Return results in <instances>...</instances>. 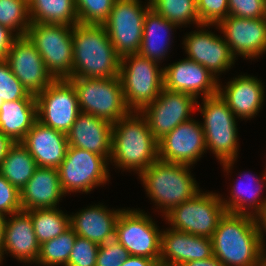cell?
I'll use <instances>...</instances> for the list:
<instances>
[{
    "mask_svg": "<svg viewBox=\"0 0 266 266\" xmlns=\"http://www.w3.org/2000/svg\"><path fill=\"white\" fill-rule=\"evenodd\" d=\"M36 161L21 142H14L1 160L0 174L19 191L37 169Z\"/></svg>",
    "mask_w": 266,
    "mask_h": 266,
    "instance_id": "cell-29",
    "label": "cell"
},
{
    "mask_svg": "<svg viewBox=\"0 0 266 266\" xmlns=\"http://www.w3.org/2000/svg\"><path fill=\"white\" fill-rule=\"evenodd\" d=\"M6 222V216L0 214V257L2 256V248L4 243V226Z\"/></svg>",
    "mask_w": 266,
    "mask_h": 266,
    "instance_id": "cell-48",
    "label": "cell"
},
{
    "mask_svg": "<svg viewBox=\"0 0 266 266\" xmlns=\"http://www.w3.org/2000/svg\"><path fill=\"white\" fill-rule=\"evenodd\" d=\"M129 256L128 251L113 238L99 245L96 266H121Z\"/></svg>",
    "mask_w": 266,
    "mask_h": 266,
    "instance_id": "cell-40",
    "label": "cell"
},
{
    "mask_svg": "<svg viewBox=\"0 0 266 266\" xmlns=\"http://www.w3.org/2000/svg\"><path fill=\"white\" fill-rule=\"evenodd\" d=\"M151 8L163 18L179 26L200 22L196 0H150Z\"/></svg>",
    "mask_w": 266,
    "mask_h": 266,
    "instance_id": "cell-33",
    "label": "cell"
},
{
    "mask_svg": "<svg viewBox=\"0 0 266 266\" xmlns=\"http://www.w3.org/2000/svg\"><path fill=\"white\" fill-rule=\"evenodd\" d=\"M141 2V0H115L110 15L102 24L121 58L138 53L140 49L144 18L151 8L150 0L144 7Z\"/></svg>",
    "mask_w": 266,
    "mask_h": 266,
    "instance_id": "cell-11",
    "label": "cell"
},
{
    "mask_svg": "<svg viewBox=\"0 0 266 266\" xmlns=\"http://www.w3.org/2000/svg\"><path fill=\"white\" fill-rule=\"evenodd\" d=\"M123 209L109 210L102 204L88 206L86 209L70 215V227L77 236L97 244H103L115 238L117 219Z\"/></svg>",
    "mask_w": 266,
    "mask_h": 266,
    "instance_id": "cell-26",
    "label": "cell"
},
{
    "mask_svg": "<svg viewBox=\"0 0 266 266\" xmlns=\"http://www.w3.org/2000/svg\"><path fill=\"white\" fill-rule=\"evenodd\" d=\"M200 191L165 214L170 228L211 238L226 210L216 193Z\"/></svg>",
    "mask_w": 266,
    "mask_h": 266,
    "instance_id": "cell-9",
    "label": "cell"
},
{
    "mask_svg": "<svg viewBox=\"0 0 266 266\" xmlns=\"http://www.w3.org/2000/svg\"><path fill=\"white\" fill-rule=\"evenodd\" d=\"M197 12L203 25H217L229 15L228 0H196Z\"/></svg>",
    "mask_w": 266,
    "mask_h": 266,
    "instance_id": "cell-39",
    "label": "cell"
},
{
    "mask_svg": "<svg viewBox=\"0 0 266 266\" xmlns=\"http://www.w3.org/2000/svg\"><path fill=\"white\" fill-rule=\"evenodd\" d=\"M5 60L30 94L36 96L55 80L40 53L26 36H17L13 40Z\"/></svg>",
    "mask_w": 266,
    "mask_h": 266,
    "instance_id": "cell-15",
    "label": "cell"
},
{
    "mask_svg": "<svg viewBox=\"0 0 266 266\" xmlns=\"http://www.w3.org/2000/svg\"><path fill=\"white\" fill-rule=\"evenodd\" d=\"M164 88L192 95L196 100L218 94L219 79L204 66L185 58L163 68Z\"/></svg>",
    "mask_w": 266,
    "mask_h": 266,
    "instance_id": "cell-19",
    "label": "cell"
},
{
    "mask_svg": "<svg viewBox=\"0 0 266 266\" xmlns=\"http://www.w3.org/2000/svg\"><path fill=\"white\" fill-rule=\"evenodd\" d=\"M77 234L69 227L65 232L40 245L36 264L66 266Z\"/></svg>",
    "mask_w": 266,
    "mask_h": 266,
    "instance_id": "cell-34",
    "label": "cell"
},
{
    "mask_svg": "<svg viewBox=\"0 0 266 266\" xmlns=\"http://www.w3.org/2000/svg\"><path fill=\"white\" fill-rule=\"evenodd\" d=\"M231 54L245 59L257 58L266 52V17L248 19L228 15L217 25Z\"/></svg>",
    "mask_w": 266,
    "mask_h": 266,
    "instance_id": "cell-17",
    "label": "cell"
},
{
    "mask_svg": "<svg viewBox=\"0 0 266 266\" xmlns=\"http://www.w3.org/2000/svg\"><path fill=\"white\" fill-rule=\"evenodd\" d=\"M192 166L157 160L140 175L146 194L162 209L163 216L173 207L192 199L201 190L190 174Z\"/></svg>",
    "mask_w": 266,
    "mask_h": 266,
    "instance_id": "cell-4",
    "label": "cell"
},
{
    "mask_svg": "<svg viewBox=\"0 0 266 266\" xmlns=\"http://www.w3.org/2000/svg\"><path fill=\"white\" fill-rule=\"evenodd\" d=\"M14 142L6 135H4L0 131V163L1 160L5 157L7 154V151L9 147L13 144Z\"/></svg>",
    "mask_w": 266,
    "mask_h": 266,
    "instance_id": "cell-47",
    "label": "cell"
},
{
    "mask_svg": "<svg viewBox=\"0 0 266 266\" xmlns=\"http://www.w3.org/2000/svg\"><path fill=\"white\" fill-rule=\"evenodd\" d=\"M266 169V168H265ZM244 176H249L247 173L244 174ZM252 178H255L250 175ZM263 178L259 179L256 177L254 186L256 189H252L254 187L248 188V187H242L243 183L236 182L235 186H232L233 189L231 190V197H229V200H225V198H221L222 204L226 210V212L230 213H239V214H249V215H255L261 208H263L266 205V198L263 199V196L261 197V191L266 185L264 181H266V172L263 174ZM264 180V181H263ZM245 182V181H244ZM263 187V188H262ZM260 197V198H259ZM263 199V200H262ZM251 210V211H249ZM254 210V211H253Z\"/></svg>",
    "mask_w": 266,
    "mask_h": 266,
    "instance_id": "cell-31",
    "label": "cell"
},
{
    "mask_svg": "<svg viewBox=\"0 0 266 266\" xmlns=\"http://www.w3.org/2000/svg\"><path fill=\"white\" fill-rule=\"evenodd\" d=\"M99 244L86 238L76 236L66 266H96Z\"/></svg>",
    "mask_w": 266,
    "mask_h": 266,
    "instance_id": "cell-38",
    "label": "cell"
},
{
    "mask_svg": "<svg viewBox=\"0 0 266 266\" xmlns=\"http://www.w3.org/2000/svg\"><path fill=\"white\" fill-rule=\"evenodd\" d=\"M39 244L56 238L70 227V217L59 208L27 210Z\"/></svg>",
    "mask_w": 266,
    "mask_h": 266,
    "instance_id": "cell-32",
    "label": "cell"
},
{
    "mask_svg": "<svg viewBox=\"0 0 266 266\" xmlns=\"http://www.w3.org/2000/svg\"><path fill=\"white\" fill-rule=\"evenodd\" d=\"M0 99L4 102L20 99H36L14 76L6 60H0Z\"/></svg>",
    "mask_w": 266,
    "mask_h": 266,
    "instance_id": "cell-37",
    "label": "cell"
},
{
    "mask_svg": "<svg viewBox=\"0 0 266 266\" xmlns=\"http://www.w3.org/2000/svg\"><path fill=\"white\" fill-rule=\"evenodd\" d=\"M196 103L192 95L163 88L156 100L141 114L146 118L154 138L159 141L176 126L191 119Z\"/></svg>",
    "mask_w": 266,
    "mask_h": 266,
    "instance_id": "cell-14",
    "label": "cell"
},
{
    "mask_svg": "<svg viewBox=\"0 0 266 266\" xmlns=\"http://www.w3.org/2000/svg\"><path fill=\"white\" fill-rule=\"evenodd\" d=\"M175 27L178 26L150 8L144 18L143 36L138 53L160 63L159 61L166 57L170 47V34Z\"/></svg>",
    "mask_w": 266,
    "mask_h": 266,
    "instance_id": "cell-27",
    "label": "cell"
},
{
    "mask_svg": "<svg viewBox=\"0 0 266 266\" xmlns=\"http://www.w3.org/2000/svg\"><path fill=\"white\" fill-rule=\"evenodd\" d=\"M36 121V99L3 102L0 107V131L13 142H21Z\"/></svg>",
    "mask_w": 266,
    "mask_h": 266,
    "instance_id": "cell-28",
    "label": "cell"
},
{
    "mask_svg": "<svg viewBox=\"0 0 266 266\" xmlns=\"http://www.w3.org/2000/svg\"><path fill=\"white\" fill-rule=\"evenodd\" d=\"M181 266H224V265L215 256H212L210 258L202 260L189 261Z\"/></svg>",
    "mask_w": 266,
    "mask_h": 266,
    "instance_id": "cell-46",
    "label": "cell"
},
{
    "mask_svg": "<svg viewBox=\"0 0 266 266\" xmlns=\"http://www.w3.org/2000/svg\"><path fill=\"white\" fill-rule=\"evenodd\" d=\"M6 218L4 226V243L2 256L4 254L14 256L18 261L24 263H36L39 255L40 244L35 235L31 217L27 211L21 210ZM8 251V252H7Z\"/></svg>",
    "mask_w": 266,
    "mask_h": 266,
    "instance_id": "cell-23",
    "label": "cell"
},
{
    "mask_svg": "<svg viewBox=\"0 0 266 266\" xmlns=\"http://www.w3.org/2000/svg\"><path fill=\"white\" fill-rule=\"evenodd\" d=\"M73 27L31 23L25 34L40 53L54 79L73 77Z\"/></svg>",
    "mask_w": 266,
    "mask_h": 266,
    "instance_id": "cell-7",
    "label": "cell"
},
{
    "mask_svg": "<svg viewBox=\"0 0 266 266\" xmlns=\"http://www.w3.org/2000/svg\"><path fill=\"white\" fill-rule=\"evenodd\" d=\"M213 255L209 237L169 228L161 232L159 264L181 266L186 262L210 258Z\"/></svg>",
    "mask_w": 266,
    "mask_h": 266,
    "instance_id": "cell-20",
    "label": "cell"
},
{
    "mask_svg": "<svg viewBox=\"0 0 266 266\" xmlns=\"http://www.w3.org/2000/svg\"><path fill=\"white\" fill-rule=\"evenodd\" d=\"M213 255L224 266H256L264 253L254 217L225 212L211 237Z\"/></svg>",
    "mask_w": 266,
    "mask_h": 266,
    "instance_id": "cell-3",
    "label": "cell"
},
{
    "mask_svg": "<svg viewBox=\"0 0 266 266\" xmlns=\"http://www.w3.org/2000/svg\"><path fill=\"white\" fill-rule=\"evenodd\" d=\"M158 65L139 53L121 58L119 77L131 112H141L160 95L164 88V75L163 68L159 69Z\"/></svg>",
    "mask_w": 266,
    "mask_h": 266,
    "instance_id": "cell-6",
    "label": "cell"
},
{
    "mask_svg": "<svg viewBox=\"0 0 266 266\" xmlns=\"http://www.w3.org/2000/svg\"><path fill=\"white\" fill-rule=\"evenodd\" d=\"M36 105L37 120L65 134L80 113L76 89L68 79H55L36 95Z\"/></svg>",
    "mask_w": 266,
    "mask_h": 266,
    "instance_id": "cell-13",
    "label": "cell"
},
{
    "mask_svg": "<svg viewBox=\"0 0 266 266\" xmlns=\"http://www.w3.org/2000/svg\"><path fill=\"white\" fill-rule=\"evenodd\" d=\"M229 15L248 19L266 17L265 0H228Z\"/></svg>",
    "mask_w": 266,
    "mask_h": 266,
    "instance_id": "cell-41",
    "label": "cell"
},
{
    "mask_svg": "<svg viewBox=\"0 0 266 266\" xmlns=\"http://www.w3.org/2000/svg\"><path fill=\"white\" fill-rule=\"evenodd\" d=\"M202 107L196 103L203 117L202 128L206 149L212 150L224 171L230 172L238 156L237 122L226 101L219 95L202 98Z\"/></svg>",
    "mask_w": 266,
    "mask_h": 266,
    "instance_id": "cell-5",
    "label": "cell"
},
{
    "mask_svg": "<svg viewBox=\"0 0 266 266\" xmlns=\"http://www.w3.org/2000/svg\"><path fill=\"white\" fill-rule=\"evenodd\" d=\"M143 210L123 209L117 219L115 239L131 256L160 258L161 232Z\"/></svg>",
    "mask_w": 266,
    "mask_h": 266,
    "instance_id": "cell-12",
    "label": "cell"
},
{
    "mask_svg": "<svg viewBox=\"0 0 266 266\" xmlns=\"http://www.w3.org/2000/svg\"><path fill=\"white\" fill-rule=\"evenodd\" d=\"M30 24L28 3L25 0H0L1 26L16 31V36H25Z\"/></svg>",
    "mask_w": 266,
    "mask_h": 266,
    "instance_id": "cell-35",
    "label": "cell"
},
{
    "mask_svg": "<svg viewBox=\"0 0 266 266\" xmlns=\"http://www.w3.org/2000/svg\"><path fill=\"white\" fill-rule=\"evenodd\" d=\"M207 151L200 122L191 118L158 141V159L191 166Z\"/></svg>",
    "mask_w": 266,
    "mask_h": 266,
    "instance_id": "cell-16",
    "label": "cell"
},
{
    "mask_svg": "<svg viewBox=\"0 0 266 266\" xmlns=\"http://www.w3.org/2000/svg\"><path fill=\"white\" fill-rule=\"evenodd\" d=\"M208 26L211 25H200L199 27L202 29L187 34L183 43L187 58L201 64L218 78L220 72H226L232 64L234 65L235 57L231 54L229 46L222 36L218 37L208 29H203Z\"/></svg>",
    "mask_w": 266,
    "mask_h": 266,
    "instance_id": "cell-18",
    "label": "cell"
},
{
    "mask_svg": "<svg viewBox=\"0 0 266 266\" xmlns=\"http://www.w3.org/2000/svg\"><path fill=\"white\" fill-rule=\"evenodd\" d=\"M3 100L2 99H0V107L3 105Z\"/></svg>",
    "mask_w": 266,
    "mask_h": 266,
    "instance_id": "cell-50",
    "label": "cell"
},
{
    "mask_svg": "<svg viewBox=\"0 0 266 266\" xmlns=\"http://www.w3.org/2000/svg\"><path fill=\"white\" fill-rule=\"evenodd\" d=\"M157 160L158 141L141 112H130L113 123L110 163L140 175Z\"/></svg>",
    "mask_w": 266,
    "mask_h": 266,
    "instance_id": "cell-2",
    "label": "cell"
},
{
    "mask_svg": "<svg viewBox=\"0 0 266 266\" xmlns=\"http://www.w3.org/2000/svg\"><path fill=\"white\" fill-rule=\"evenodd\" d=\"M256 266H266V253H263L260 256V259H259L258 264Z\"/></svg>",
    "mask_w": 266,
    "mask_h": 266,
    "instance_id": "cell-49",
    "label": "cell"
},
{
    "mask_svg": "<svg viewBox=\"0 0 266 266\" xmlns=\"http://www.w3.org/2000/svg\"><path fill=\"white\" fill-rule=\"evenodd\" d=\"M109 161L85 149L68 146L65 159L58 167L59 179L64 194L92 191L109 182Z\"/></svg>",
    "mask_w": 266,
    "mask_h": 266,
    "instance_id": "cell-10",
    "label": "cell"
},
{
    "mask_svg": "<svg viewBox=\"0 0 266 266\" xmlns=\"http://www.w3.org/2000/svg\"><path fill=\"white\" fill-rule=\"evenodd\" d=\"M263 252L265 251L264 231L266 232V205L253 215Z\"/></svg>",
    "mask_w": 266,
    "mask_h": 266,
    "instance_id": "cell-44",
    "label": "cell"
},
{
    "mask_svg": "<svg viewBox=\"0 0 266 266\" xmlns=\"http://www.w3.org/2000/svg\"><path fill=\"white\" fill-rule=\"evenodd\" d=\"M115 0H74L80 24L102 25L110 15Z\"/></svg>",
    "mask_w": 266,
    "mask_h": 266,
    "instance_id": "cell-36",
    "label": "cell"
},
{
    "mask_svg": "<svg viewBox=\"0 0 266 266\" xmlns=\"http://www.w3.org/2000/svg\"><path fill=\"white\" fill-rule=\"evenodd\" d=\"M73 77L109 79L119 76L121 57L103 25L73 27Z\"/></svg>",
    "mask_w": 266,
    "mask_h": 266,
    "instance_id": "cell-1",
    "label": "cell"
},
{
    "mask_svg": "<svg viewBox=\"0 0 266 266\" xmlns=\"http://www.w3.org/2000/svg\"><path fill=\"white\" fill-rule=\"evenodd\" d=\"M21 210L20 191L0 174V214L7 217Z\"/></svg>",
    "mask_w": 266,
    "mask_h": 266,
    "instance_id": "cell-42",
    "label": "cell"
},
{
    "mask_svg": "<svg viewBox=\"0 0 266 266\" xmlns=\"http://www.w3.org/2000/svg\"><path fill=\"white\" fill-rule=\"evenodd\" d=\"M76 89L80 112L117 122L131 111L127 107L120 77L109 79L71 77Z\"/></svg>",
    "mask_w": 266,
    "mask_h": 266,
    "instance_id": "cell-8",
    "label": "cell"
},
{
    "mask_svg": "<svg viewBox=\"0 0 266 266\" xmlns=\"http://www.w3.org/2000/svg\"><path fill=\"white\" fill-rule=\"evenodd\" d=\"M21 143L33 156L38 167L56 169L65 159L69 146L65 133L45 126L38 120Z\"/></svg>",
    "mask_w": 266,
    "mask_h": 266,
    "instance_id": "cell-22",
    "label": "cell"
},
{
    "mask_svg": "<svg viewBox=\"0 0 266 266\" xmlns=\"http://www.w3.org/2000/svg\"><path fill=\"white\" fill-rule=\"evenodd\" d=\"M113 124L92 114L80 112L66 133L68 145L111 158Z\"/></svg>",
    "mask_w": 266,
    "mask_h": 266,
    "instance_id": "cell-21",
    "label": "cell"
},
{
    "mask_svg": "<svg viewBox=\"0 0 266 266\" xmlns=\"http://www.w3.org/2000/svg\"><path fill=\"white\" fill-rule=\"evenodd\" d=\"M219 82L218 94L226 101L235 117L254 118L264 101V86L260 79L250 75H239L229 81L224 88Z\"/></svg>",
    "mask_w": 266,
    "mask_h": 266,
    "instance_id": "cell-24",
    "label": "cell"
},
{
    "mask_svg": "<svg viewBox=\"0 0 266 266\" xmlns=\"http://www.w3.org/2000/svg\"><path fill=\"white\" fill-rule=\"evenodd\" d=\"M28 12L31 23L71 26L79 23L74 0H30Z\"/></svg>",
    "mask_w": 266,
    "mask_h": 266,
    "instance_id": "cell-30",
    "label": "cell"
},
{
    "mask_svg": "<svg viewBox=\"0 0 266 266\" xmlns=\"http://www.w3.org/2000/svg\"><path fill=\"white\" fill-rule=\"evenodd\" d=\"M159 259H150L142 256H129L121 266H158Z\"/></svg>",
    "mask_w": 266,
    "mask_h": 266,
    "instance_id": "cell-45",
    "label": "cell"
},
{
    "mask_svg": "<svg viewBox=\"0 0 266 266\" xmlns=\"http://www.w3.org/2000/svg\"><path fill=\"white\" fill-rule=\"evenodd\" d=\"M65 196L56 168L37 167L31 179L20 190L22 210L57 208Z\"/></svg>",
    "mask_w": 266,
    "mask_h": 266,
    "instance_id": "cell-25",
    "label": "cell"
},
{
    "mask_svg": "<svg viewBox=\"0 0 266 266\" xmlns=\"http://www.w3.org/2000/svg\"><path fill=\"white\" fill-rule=\"evenodd\" d=\"M17 36L8 28L0 25V60H5L13 40Z\"/></svg>",
    "mask_w": 266,
    "mask_h": 266,
    "instance_id": "cell-43",
    "label": "cell"
}]
</instances>
